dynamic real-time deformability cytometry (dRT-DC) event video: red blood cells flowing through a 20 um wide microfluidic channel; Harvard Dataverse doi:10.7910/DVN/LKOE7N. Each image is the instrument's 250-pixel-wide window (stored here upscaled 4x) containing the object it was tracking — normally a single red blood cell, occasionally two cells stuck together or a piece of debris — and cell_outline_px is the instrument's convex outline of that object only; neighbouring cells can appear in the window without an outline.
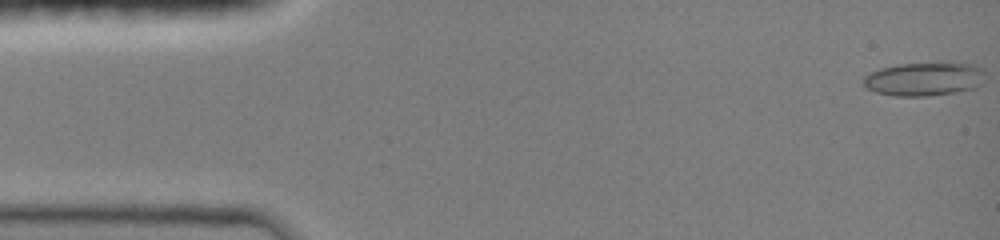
{"species": "common noctule bat (a hibernating species)", "species_latin": "Nyctalus noctula", "temperature_condition": "room temperature", "stored_images_in_passage": 59, "camera_frame_rate_fps": 3000, "um_per_image_px": 0.085, "animal": {"sex": "female", "body_mass_g": 19.0, "forearm_length_mm": 51.5}, "frame": {"image": 1, "passage_image": 1, "time_ms": 0.0, "image_size_px": [1000, 240], "cell_outline_px": [[984, 72], [976, 88], [956, 92], [928, 96], [896, 96], [876, 92], [868, 88], [860, 80], [864, 76], [880, 68], [900, 64], [972, 64], [984, 68]], "centroid_in_image_um": [78.51, 6.73], "position_along_channel_um": 6.5, "area_um2": 23.35}}
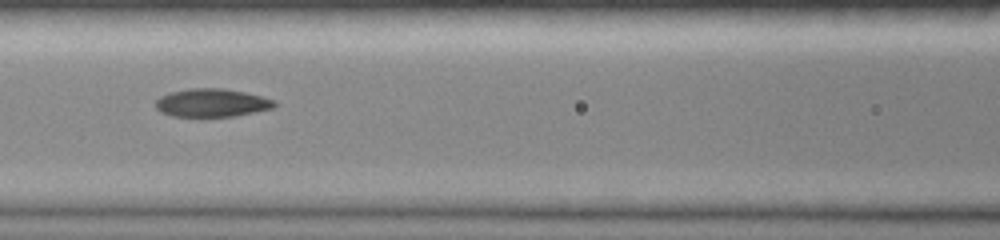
{"frame": {"image": 2, "passage_image": 28, "time_ms": 6.333, "image_size_px": [1000, 240], "cell_outline_px": [[276, 104], [272, 108], [232, 116], [172, 116], [160, 112], [156, 108], [156, 100], [160, 96], [172, 92], [188, 88], [220, 88], [244, 92], [276, 100]], "centroid_in_image_um": [17.97, 8.73], "position_along_channel_um": 148.6, "area_um2": 19.25}}
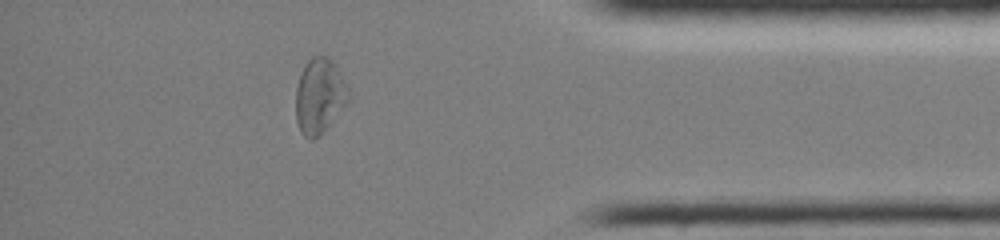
{"frame": {"image": 3, "passage_image": 51, "time_ms": 13.0, "image_size_px": [1000, 240], "cell_outline_px": [[348, 104], [324, 132], [320, 136], [312, 140], [308, 140], [300, 132], [296, 120], [296, 88], [304, 64], [312, 56], [328, 56], [332, 60], [344, 80], [348, 88]], "centroid_in_image_um": [27.15, 8.2], "position_along_channel_um": 408.0, "area_um2": 23.35}, "authors_computed_cell_mechanics": {"area_um2": 20.4034, "velocity_mm_per_s": 4.1614, "shape_relaxation_time_tau1_ms": 11.3964, "shape_relaxation_time_tau2_ms": 4.4617, "deformation_change_tau1": 0.2538, "deformation_change_tau2": 0.1083}}